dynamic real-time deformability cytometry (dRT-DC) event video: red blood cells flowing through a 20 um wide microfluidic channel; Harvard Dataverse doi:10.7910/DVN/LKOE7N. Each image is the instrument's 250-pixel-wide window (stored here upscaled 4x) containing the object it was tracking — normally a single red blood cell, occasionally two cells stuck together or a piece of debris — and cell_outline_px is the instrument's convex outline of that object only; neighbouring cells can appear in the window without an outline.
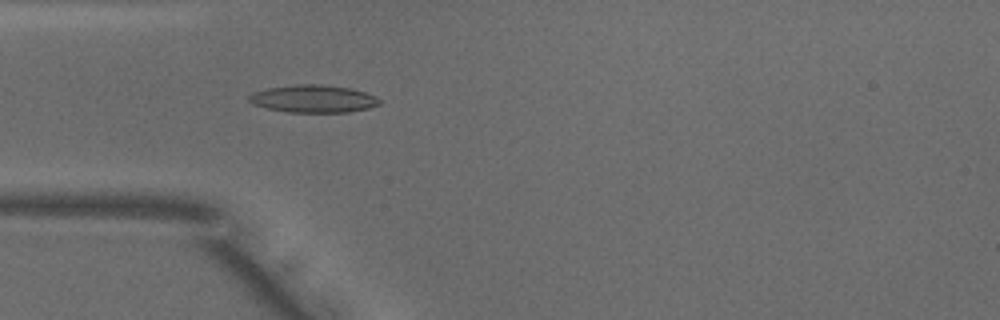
{"species": "common noctule bat (a hibernating species)", "species_latin": "Nyctalus noctula", "temperature_condition": "warm", "stored_images_in_passage": 50, "camera_frame_rate_fps": 3000, "um_per_image_px": 0.085, "animal": {"sex": "male", "body_mass_g": 18.8}, "frame": {"image": 1, "passage_image": 14, "time_ms": 4.333, "image_size_px": [1000, 320], "cell_outline_px": [[380, 104], [368, 108], [348, 112], [288, 112], [268, 108], [252, 104], [248, 100], [248, 96], [252, 92], [268, 88], [300, 84], [320, 84], [352, 88], [376, 96], [380, 100]], "centroid_in_image_um": [26.63, 8.39], "position_along_channel_um": 58.4, "area_um2": 20.92}}
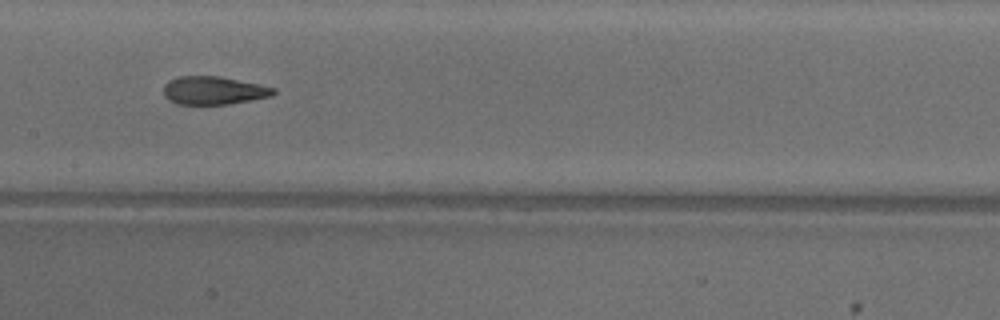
{"frame": {"image": 2, "passage_image": 24, "time_ms": 7.667, "image_size_px": [1000, 320], "cell_outline_px": [[276, 92], [272, 96], [228, 104], [176, 104], [168, 100], [164, 96], [164, 84], [168, 80], [176, 76], [220, 76], [260, 84], [276, 88]], "centroid_in_image_um": [18.14, 7.68], "position_along_channel_um": 189.3, "area_um2": 18.21}}
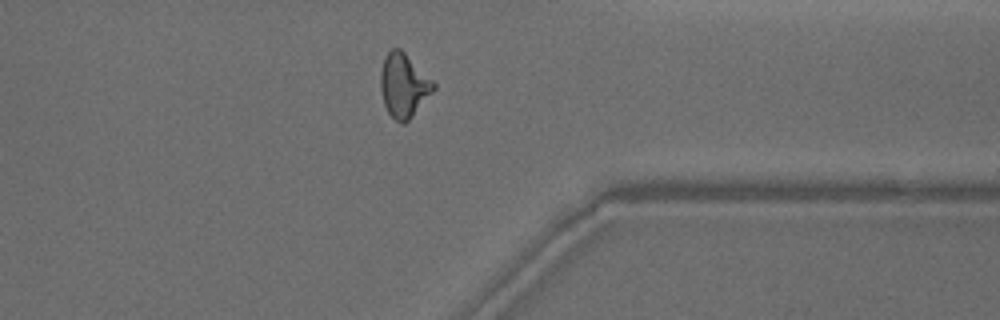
{"frame": {"image": 3, "passage_image": 39, "time_ms": 12.667, "image_size_px": [1000, 320], "cell_outline_px": [[436, 88], [412, 116], [404, 124], [400, 124], [388, 112], [384, 104], [380, 88], [380, 72], [384, 56], [392, 48], [400, 48], [436, 84]], "centroid_in_image_um": [34.29, 7.26], "position_along_channel_um": 377.1, "area_um2": 19.54}, "authors_computed_cell_mechanics": {"area_um2": 19.0451, "velocity_mm_per_s": 3.9434, "shape_relaxation_time_tau1_ms": 4.337, "shape_relaxation_time_tau2_ms": 1.5425, "deformation_change_tau1": 0.1913, "deformation_change_tau2": 0.088}}